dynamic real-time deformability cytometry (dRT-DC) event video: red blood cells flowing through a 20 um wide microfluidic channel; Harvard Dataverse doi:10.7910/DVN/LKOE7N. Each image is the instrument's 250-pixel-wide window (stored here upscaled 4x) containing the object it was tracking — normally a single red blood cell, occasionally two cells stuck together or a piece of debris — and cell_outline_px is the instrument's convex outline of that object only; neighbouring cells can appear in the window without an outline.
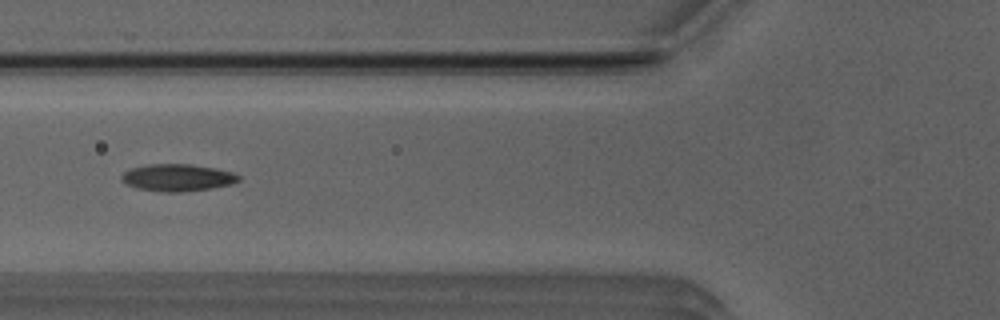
{"species": "Egyptian fruit bat (a non-hibernating species)", "species_latin": "Rousettus aegyptiacus", "temperature_condition": "room temperature", "stored_images_in_passage": 38, "camera_frame_rate_fps": 3000, "um_per_image_px": 0.085, "animal": {"sex": "male"}, "frame": {"image": 1, "passage_image": 10, "time_ms": 3.0, "image_size_px": [1000, 320], "cell_outline_px": [[240, 180], [232, 184], [212, 188], [180, 192], [164, 192], [136, 188], [120, 180], [120, 176], [124, 172], [132, 168], [148, 164], [192, 164], [216, 168], [232, 172], [240, 176]], "centroid_in_image_um": [15.09, 15.09], "position_along_channel_um": 110.7, "area_um2": 18.55}}
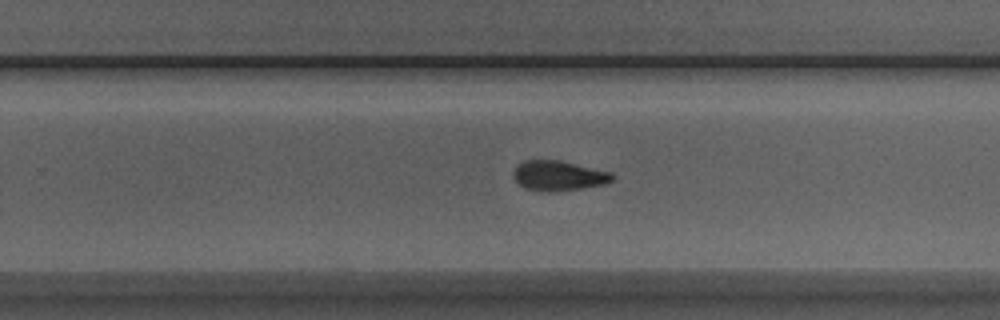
{"frame": {"image": 2, "passage_image": 23, "time_ms": 7.333, "image_size_px": [1000, 320], "cell_outline_px": [[616, 176], [612, 180], [604, 184], [556, 192], [540, 192], [524, 188], [512, 176], [512, 172], [516, 164], [524, 160], [560, 160], [612, 172]], "centroid_in_image_um": [47.44, 14.93], "position_along_channel_um": 282.4, "area_um2": 17.57}}
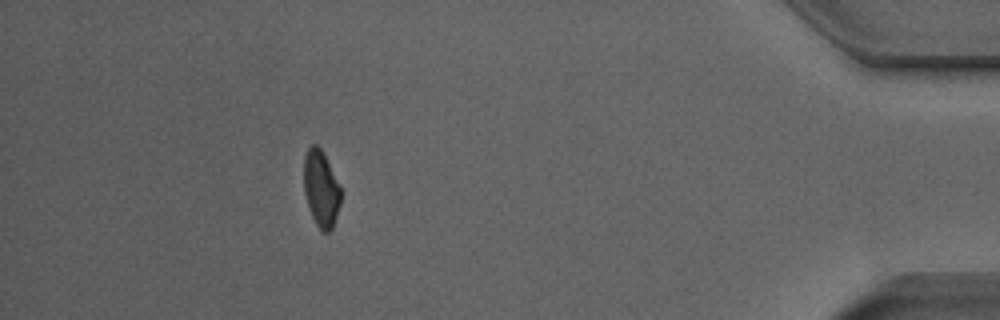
{"frame": {"image": 3, "passage_image": 37, "time_ms": 12.0, "image_size_px": [1000, 320], "cell_outline_px": [[340, 204], [332, 228], [328, 232], [324, 232], [316, 224], [312, 216], [304, 192], [304, 156], [308, 148], [312, 144], [316, 144], [324, 152], [340, 188]], "centroid_in_image_um": [27.27, 16.0], "position_along_channel_um": 407.9, "area_um2": 16.18}}